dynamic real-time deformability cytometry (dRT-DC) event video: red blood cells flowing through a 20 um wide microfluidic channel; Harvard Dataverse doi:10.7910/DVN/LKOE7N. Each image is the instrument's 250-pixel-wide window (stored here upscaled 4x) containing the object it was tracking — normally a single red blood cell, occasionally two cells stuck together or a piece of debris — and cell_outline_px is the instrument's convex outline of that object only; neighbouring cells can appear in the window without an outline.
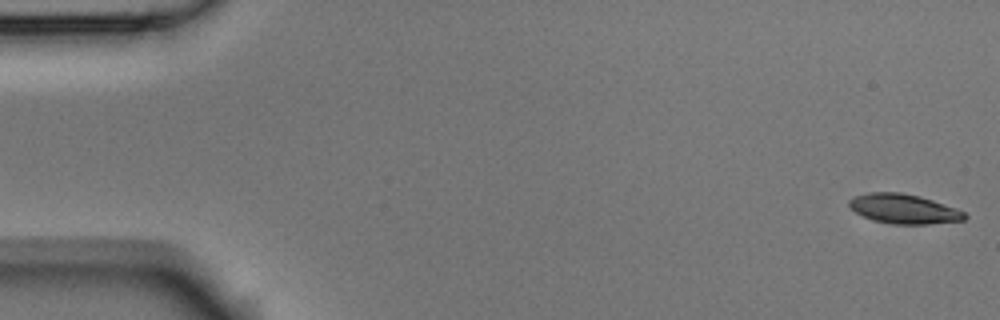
{"species": "Egyptian fruit bat (a non-hibernating species)", "species_latin": "Rousettus aegyptiacus", "temperature_condition": "room temperature", "stored_images_in_passage": 5, "camera_frame_rate_fps": 3000, "um_per_image_px": 0.085, "animal": {"sex": "male"}, "frame": {"image": 1, "passage_image": 1, "time_ms": 0.0, "image_size_px": [1000, 320], "cell_outline_px": [[968, 216], [964, 220], [932, 224], [892, 224], [872, 220], [856, 212], [848, 204], [848, 200], [852, 196], [868, 192], [900, 192], [920, 196], [956, 208], [964, 212]], "centroid_in_image_um": [76.81, 17.75], "position_along_channel_um": 8.2, "area_um2": 20.0}}
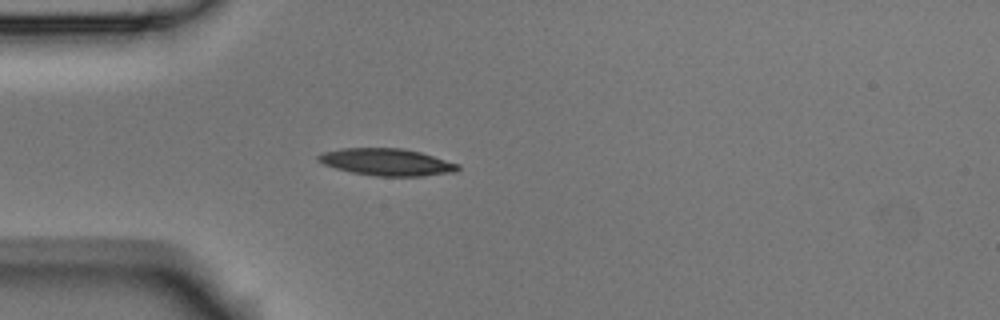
{"frame": {"image": 2, "passage_image": 5, "time_ms": 1.333, "image_size_px": [1000, 320], "cell_outline_px": [[460, 168], [456, 172], [424, 176], [376, 176], [352, 172], [336, 168], [324, 164], [316, 160], [316, 156], [324, 152], [340, 148], [400, 148], [420, 152], [460, 164]], "centroid_in_image_um": [32.89, 13.78], "position_along_channel_um": 52.1, "area_um2": 22.02}}